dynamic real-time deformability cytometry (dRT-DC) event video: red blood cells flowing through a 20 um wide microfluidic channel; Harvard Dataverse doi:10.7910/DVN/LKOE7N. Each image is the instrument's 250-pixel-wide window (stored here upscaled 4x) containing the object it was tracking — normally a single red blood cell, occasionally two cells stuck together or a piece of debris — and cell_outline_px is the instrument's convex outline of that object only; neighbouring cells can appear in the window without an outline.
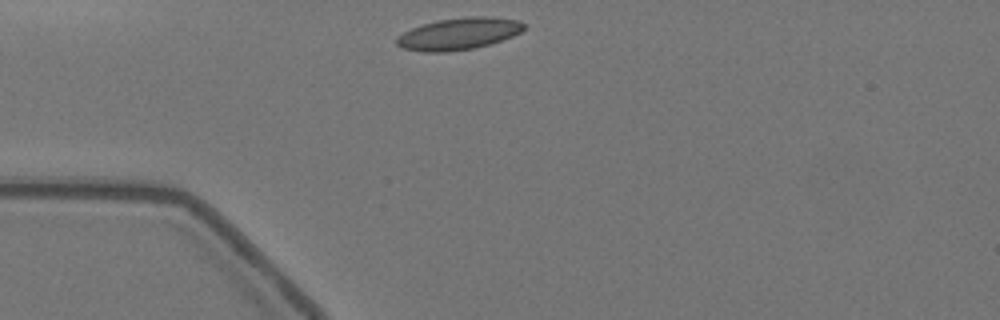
{"species": "Egyptian fruit bat (a non-hibernating species)", "species_latin": "Rousettus aegyptiacus", "temperature_condition": "warm", "stored_images_in_passage": 4, "camera_frame_rate_fps": 3000, "um_per_image_px": 0.085, "animal": {"sex": "female"}, "frame": {"image": 1, "passage_image": 1, "time_ms": 0.0, "image_size_px": [1000, 320], "cell_outline_px": [[524, 28], [520, 32], [512, 36], [488, 44], [472, 48], [448, 52], [424, 52], [404, 48], [396, 44], [396, 40], [404, 32], [412, 28], [424, 24], [440, 20], [468, 16], [488, 16], [516, 20], [524, 24]], "centroid_in_image_um": [38.98, 2.87], "position_along_channel_um": 46.0, "area_um2": 23.18}}